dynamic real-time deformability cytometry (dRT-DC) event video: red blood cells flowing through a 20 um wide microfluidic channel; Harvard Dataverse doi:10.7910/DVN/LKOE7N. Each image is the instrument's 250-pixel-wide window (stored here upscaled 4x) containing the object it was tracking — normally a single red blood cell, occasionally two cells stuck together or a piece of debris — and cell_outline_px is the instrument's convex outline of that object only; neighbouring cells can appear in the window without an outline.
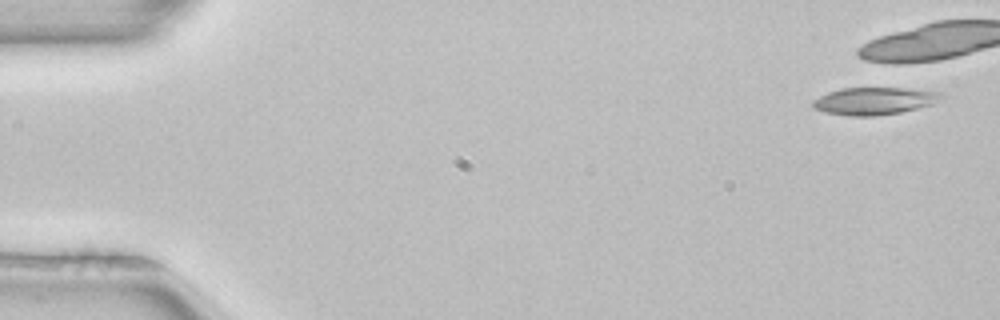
{"species": "common noctule bat (a hibernating species)", "species_latin": "Nyctalus noctula", "temperature_condition": "room temperature", "stored_images_in_passage": 5, "camera_frame_rate_fps": 3000, "um_per_image_px": 0.085, "animal": {"sex": "female", "body_mass_g": 22.7, "forearm_length_mm": 54.2}, "frame": {"image": 1, "passage_image": 1, "time_ms": 0.0, "image_size_px": [1000, 320], "cell_outline_px": [[948, 96], [932, 104], [900, 112], [876, 116], [848, 116], [824, 112], [812, 108], [812, 100], [828, 92], [840, 88], [904, 88], [940, 92]], "centroid_in_image_um": [74.3, 8.58], "position_along_channel_um": 10.7, "area_um2": 20.63}}